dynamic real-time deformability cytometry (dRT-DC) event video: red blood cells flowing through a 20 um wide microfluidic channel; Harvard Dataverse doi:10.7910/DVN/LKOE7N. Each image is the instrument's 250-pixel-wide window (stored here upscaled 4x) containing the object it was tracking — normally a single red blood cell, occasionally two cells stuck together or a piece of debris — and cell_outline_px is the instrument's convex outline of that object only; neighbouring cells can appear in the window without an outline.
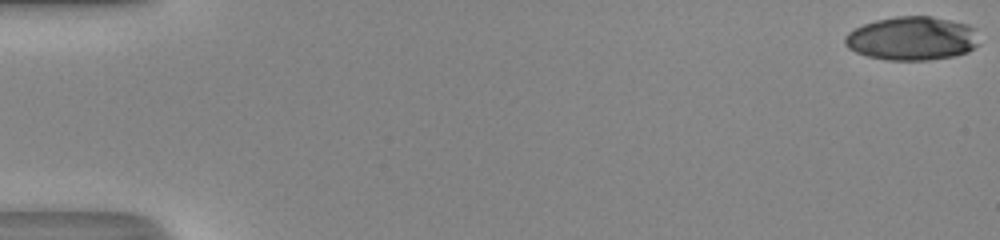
{"species": "human", "species_latin": "Homo sapiens", "temperature_condition": "room temperature", "stored_images_in_passage": 51, "camera_frame_rate_fps": 3000, "um_per_image_px": 0.085, "donor": {"sex": "male"}, "frame": {"image": 1, "passage_image": 1, "time_ms": 0.0, "image_size_px": [1000, 240], "cell_outline_px": [[980, 44], [968, 52], [956, 56], [928, 60], [888, 60], [868, 56], [856, 52], [848, 48], [844, 44], [844, 36], [848, 32], [864, 24], [876, 20], [896, 16], [932, 16], [968, 24], [976, 28]], "centroid_in_image_um": [77.56, 3.27], "position_along_channel_um": 7.4, "area_um2": 34.56}}
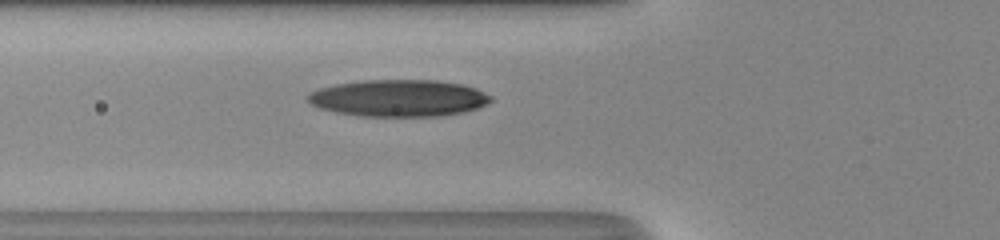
{"frame": {"image": 2, "passage_image": 20, "time_ms": 6.333, "image_size_px": [1000, 240], "cell_outline_px": [[492, 100], [488, 104], [464, 112], [444, 116], [360, 116], [336, 112], [320, 108], [312, 104], [308, 100], [308, 92], [320, 88], [336, 84], [360, 80], [436, 80], [460, 84], [476, 88], [492, 96]], "centroid_in_image_um": [33.9, 8.34], "position_along_channel_um": 91.9, "area_um2": 39.42}}
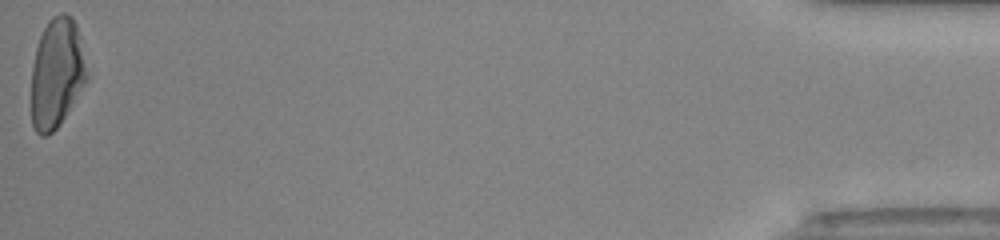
{"frame": {"image": 3, "passage_image": 51, "time_ms": 16.667, "image_size_px": [1000, 240], "cell_outline_px": [[84, 84], [68, 112], [60, 124], [48, 136], [40, 136], [36, 132], [32, 124], [32, 68], [36, 48], [40, 36], [48, 20], [52, 16], [60, 12], [64, 12], [72, 16], [76, 24], [84, 68]], "centroid_in_image_um": [4.76, 6.23], "position_along_channel_um": 430.4, "area_um2": 34.62}, "authors_computed_cell_mechanics": {"area_um2": 36.1828, "velocity_mm_per_s": 4.2159, "shape_relaxation_time_tau1_ms": 8.5324, "shape_relaxation_time_tau2_ms": 2.5387, "deformation_change_tau1": 0.2762, "deformation_change_tau2": 0.0895}}